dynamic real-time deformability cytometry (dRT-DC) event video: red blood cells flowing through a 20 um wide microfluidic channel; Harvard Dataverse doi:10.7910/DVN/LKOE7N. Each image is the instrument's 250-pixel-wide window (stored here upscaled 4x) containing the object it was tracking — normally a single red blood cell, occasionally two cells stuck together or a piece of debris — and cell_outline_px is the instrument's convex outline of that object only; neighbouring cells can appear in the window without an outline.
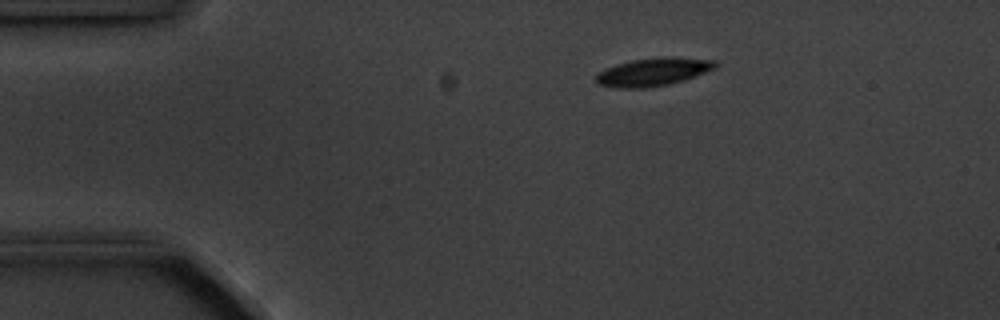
{"species": "common noctule bat (a hibernating species)", "species_latin": "Nyctalus noctula", "temperature_condition": "cold", "stored_images_in_passage": 6, "camera_frame_rate_fps": 3000, "um_per_image_px": 0.085, "animal": {"sex": "male", "body_mass_g": 20.1, "forearm_length_mm": 53.5}, "frame": {"image": 1, "passage_image": 1, "time_ms": 0.0, "image_size_px": [1000, 320], "cell_outline_px": [[716, 68], [696, 76], [684, 80], [668, 84], [644, 88], [620, 88], [596, 84], [592, 80], [596, 72], [604, 68], [616, 64], [632, 60], [664, 56], [672, 56], [716, 60]], "centroid_in_image_um": [55.46, 6.1], "position_along_channel_um": 29.5, "area_um2": 19.88}}
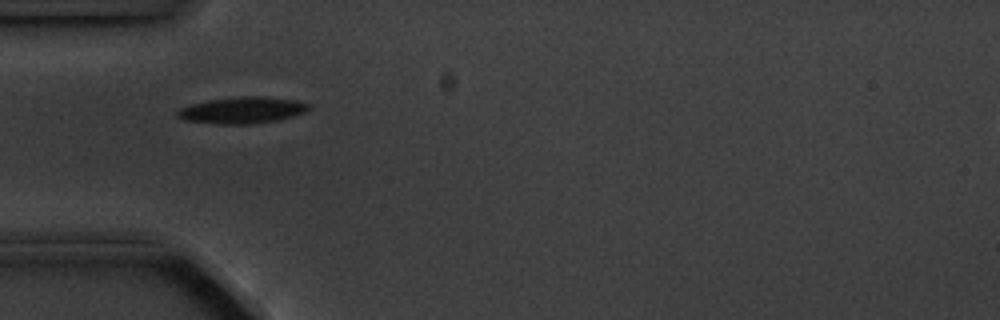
{"frame": {"image": 2, "passage_image": 3, "time_ms": 2.333, "image_size_px": [1000, 320], "cell_outline_px": [[308, 108], [304, 112], [292, 116], [276, 120], [248, 124], [216, 124], [184, 120], [176, 116], [176, 112], [180, 108], [192, 104], [208, 100], [240, 96], [264, 96], [296, 100], [308, 104]], "centroid_in_image_um": [20.54, 9.36], "position_along_channel_um": 64.5, "area_um2": 20.11}}